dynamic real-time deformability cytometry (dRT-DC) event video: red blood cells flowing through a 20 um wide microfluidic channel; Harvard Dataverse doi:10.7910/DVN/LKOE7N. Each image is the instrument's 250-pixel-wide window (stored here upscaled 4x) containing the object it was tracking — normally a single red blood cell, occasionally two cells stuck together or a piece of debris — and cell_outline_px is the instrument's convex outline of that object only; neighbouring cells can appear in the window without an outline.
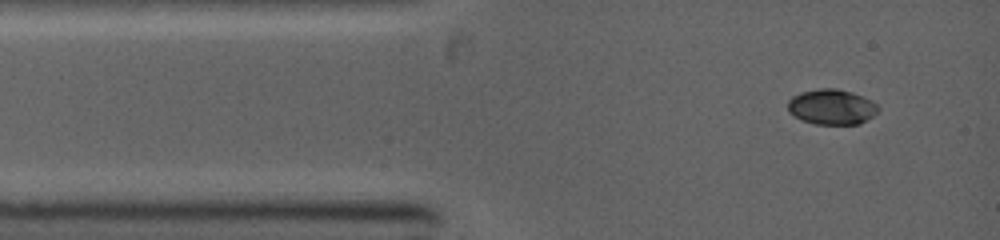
{"species": "common noctule bat (a hibernating species)", "species_latin": "Nyctalus noctula", "temperature_condition": "warm", "stored_images_in_passage": 5, "camera_frame_rate_fps": 5000, "um_per_image_px": 0.085, "animal": {"sex": "female", "body_mass_g": 19.0, "forearm_length_mm": 53.3}, "frame": {"image": 1, "passage_image": 1, "time_ms": 0.0, "image_size_px": [1000, 240], "cell_outline_px": [[880, 108], [872, 116], [860, 124], [816, 124], [804, 120], [788, 112], [788, 100], [792, 96], [800, 92], [820, 88], [836, 88], [852, 92], [876, 104]], "centroid_in_image_um": [70.67, 9.08], "position_along_channel_um": 14.3, "area_um2": 18.38}}
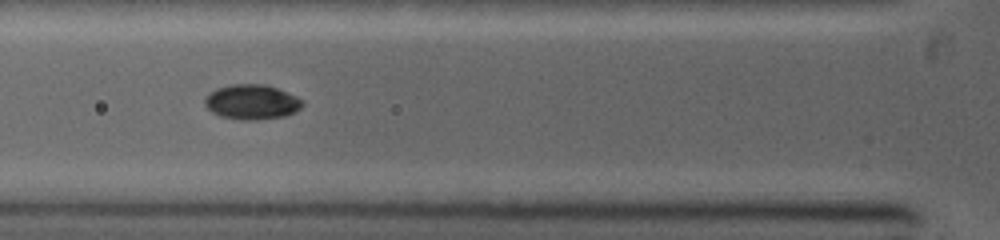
{"frame": {"image": 2, "passage_image": 4, "time_ms": 2.8, "image_size_px": [1000, 240], "cell_outline_px": [[304, 104], [296, 112], [284, 116], [256, 120], [240, 120], [220, 116], [212, 112], [204, 104], [204, 100], [216, 88], [228, 84], [264, 84], [276, 88], [296, 96], [304, 100]], "centroid_in_image_um": [21.42, 8.67], "position_along_channel_um": 104.4, "area_um2": 19.88}}
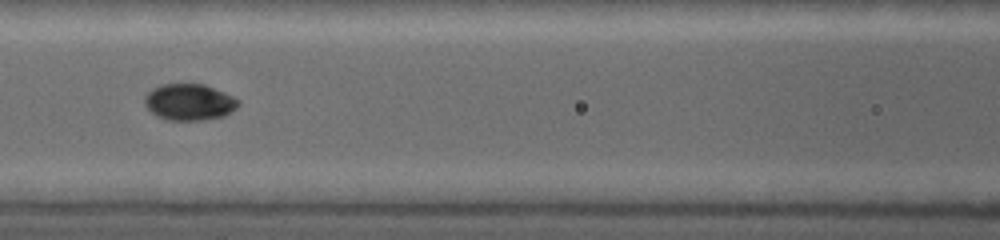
{"frame": {"image": 3, "passage_image": 5, "time_ms": 3.8, "image_size_px": [1000, 240], "cell_outline_px": [[240, 104], [236, 108], [224, 116], [200, 120], [168, 120], [156, 116], [144, 104], [144, 96], [152, 88], [160, 84], [204, 84], [224, 92], [240, 100]], "centroid_in_image_um": [16.08, 8.67], "position_along_channel_um": 150.5, "area_um2": 19.94}}